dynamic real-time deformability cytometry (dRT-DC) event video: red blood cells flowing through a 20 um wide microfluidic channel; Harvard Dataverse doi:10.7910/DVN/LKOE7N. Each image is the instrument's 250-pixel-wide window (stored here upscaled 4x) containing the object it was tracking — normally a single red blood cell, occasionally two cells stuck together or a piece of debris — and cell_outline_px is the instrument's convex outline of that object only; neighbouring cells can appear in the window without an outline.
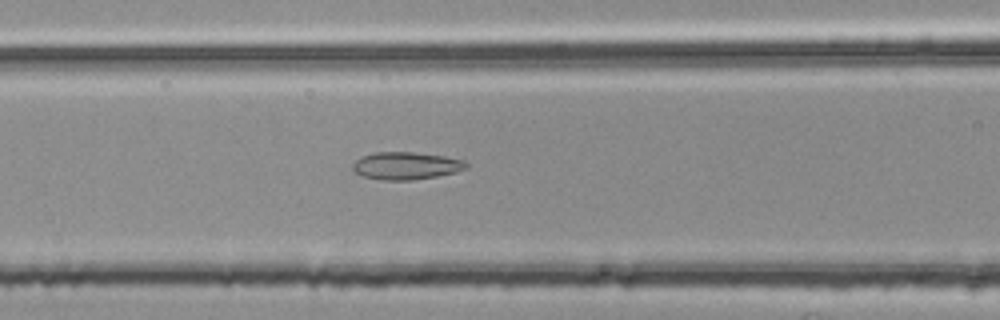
{"species": "common noctule bat (a hibernating species)", "species_latin": "Nyctalus noctula", "temperature_condition": "room temperature", "stored_images_in_passage": 39, "camera_frame_rate_fps": 3000, "um_per_image_px": 0.085, "animal": {"sex": "female", "body_mass_g": 25.1}, "frame": {"image": 1, "passage_image": 7, "time_ms": 2.0, "image_size_px": [1000, 320], "cell_outline_px": [[468, 168], [456, 172], [436, 176], [412, 180], [384, 180], [364, 176], [356, 172], [352, 168], [352, 164], [356, 160], [364, 156], [376, 152], [412, 152], [444, 156], [464, 160], [468, 164]], "centroid_in_image_um": [34.55, 14.09], "position_along_channel_um": 132.1, "area_um2": 18.03}}
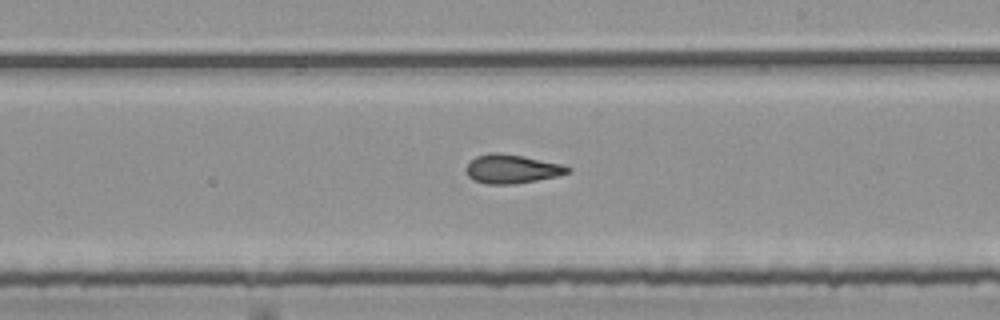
{"frame": {"image": 2, "passage_image": 16, "time_ms": 5.0, "image_size_px": [1000, 320], "cell_outline_px": [[572, 172], [560, 176], [516, 184], [484, 184], [468, 176], [468, 164], [476, 156], [492, 152], [496, 152], [520, 156], [560, 164], [572, 168]], "centroid_in_image_um": [43.56, 14.38], "position_along_channel_um": 245.4, "area_um2": 16.88}}
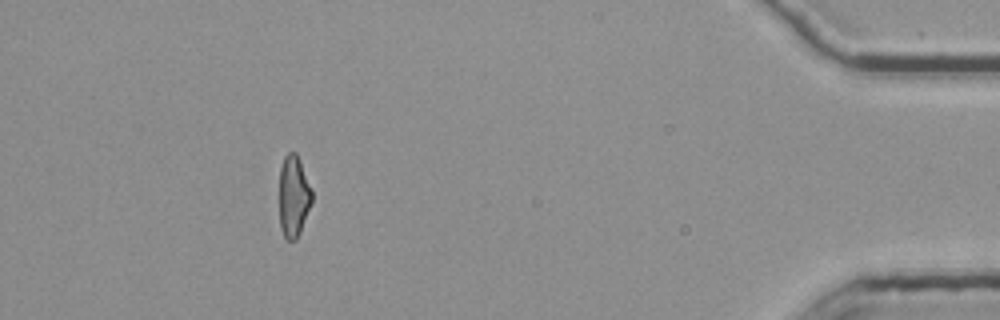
{"frame": {"image": 3, "passage_image": 34, "time_ms": 11.0, "image_size_px": [1000, 320], "cell_outline_px": [[312, 204], [300, 232], [296, 240], [288, 240], [284, 236], [280, 228], [280, 168], [284, 156], [288, 152], [296, 152], [312, 192]], "centroid_in_image_um": [24.95, 16.7], "position_along_channel_um": 410.2, "area_um2": 15.37}, "authors_computed_cell_mechanics": {"area_um2": 16.5886, "velocity_mm_per_s": 3.7976, "shape_relaxation_time_tau1_ms": 6.9612, "shape_relaxation_time_tau2_ms": 2.231, "deformation_change_tau1": 0.1796, "deformation_change_tau2": 0.1109}}